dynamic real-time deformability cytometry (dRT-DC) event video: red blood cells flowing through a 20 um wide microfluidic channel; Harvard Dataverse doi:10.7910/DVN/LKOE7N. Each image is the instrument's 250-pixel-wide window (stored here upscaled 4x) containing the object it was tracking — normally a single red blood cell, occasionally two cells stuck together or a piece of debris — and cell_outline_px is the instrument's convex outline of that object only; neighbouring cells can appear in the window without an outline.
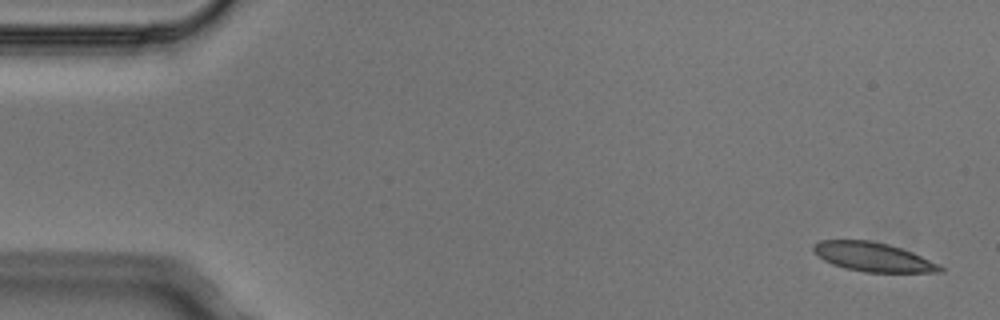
{"species": "Egyptian fruit bat (a non-hibernating species)", "species_latin": "Rousettus aegyptiacus", "temperature_condition": "cold", "stored_images_in_passage": 4, "camera_frame_rate_fps": 3000, "um_per_image_px": 0.085, "animal": {"sex": "male"}, "frame": {"image": 1, "passage_image": 1, "time_ms": 0.0, "image_size_px": [1000, 320], "cell_outline_px": [[944, 272], [864, 272], [844, 268], [832, 264], [824, 260], [812, 248], [812, 244], [820, 240], [868, 240], [888, 244], [912, 252], [940, 264], [944, 268]], "centroid_in_image_um": [74.22, 21.84], "position_along_channel_um": 10.8, "area_um2": 21.39}}
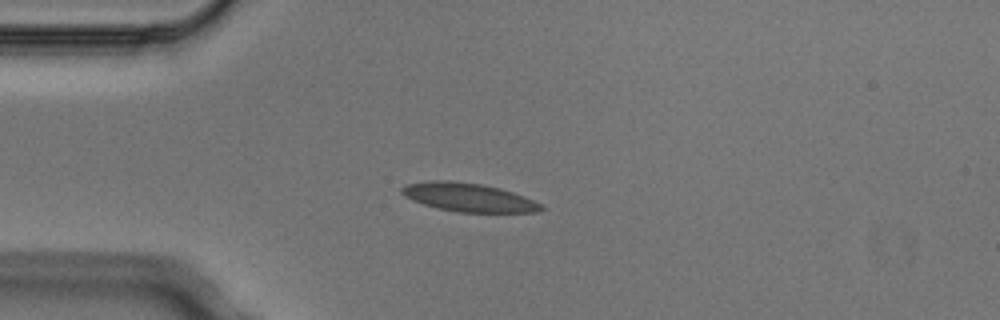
{"frame": {"image": 2, "passage_image": 4, "time_ms": 1.0, "image_size_px": [1000, 320], "cell_outline_px": [[544, 208], [536, 212], [456, 212], [436, 208], [412, 200], [404, 196], [400, 192], [400, 188], [408, 184], [432, 180], [452, 180], [480, 184], [500, 188], [524, 196], [540, 204]], "centroid_in_image_um": [39.78, 16.77], "position_along_channel_um": 45.2, "area_um2": 23.06}}